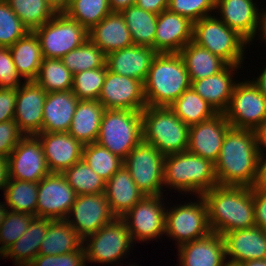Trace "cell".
Listing matches in <instances>:
<instances>
[{
	"instance_id": "cell-48",
	"label": "cell",
	"mask_w": 266,
	"mask_h": 266,
	"mask_svg": "<svg viewBox=\"0 0 266 266\" xmlns=\"http://www.w3.org/2000/svg\"><path fill=\"white\" fill-rule=\"evenodd\" d=\"M84 247L61 255H38L28 266H87Z\"/></svg>"
},
{
	"instance_id": "cell-16",
	"label": "cell",
	"mask_w": 266,
	"mask_h": 266,
	"mask_svg": "<svg viewBox=\"0 0 266 266\" xmlns=\"http://www.w3.org/2000/svg\"><path fill=\"white\" fill-rule=\"evenodd\" d=\"M7 159L9 179L39 182L50 173L41 141L36 135L24 136Z\"/></svg>"
},
{
	"instance_id": "cell-34",
	"label": "cell",
	"mask_w": 266,
	"mask_h": 266,
	"mask_svg": "<svg viewBox=\"0 0 266 266\" xmlns=\"http://www.w3.org/2000/svg\"><path fill=\"white\" fill-rule=\"evenodd\" d=\"M179 54L185 63L191 82L215 75L228 65L220 57L193 41L187 43Z\"/></svg>"
},
{
	"instance_id": "cell-28",
	"label": "cell",
	"mask_w": 266,
	"mask_h": 266,
	"mask_svg": "<svg viewBox=\"0 0 266 266\" xmlns=\"http://www.w3.org/2000/svg\"><path fill=\"white\" fill-rule=\"evenodd\" d=\"M78 101L71 90L47 93L42 132H68Z\"/></svg>"
},
{
	"instance_id": "cell-35",
	"label": "cell",
	"mask_w": 266,
	"mask_h": 266,
	"mask_svg": "<svg viewBox=\"0 0 266 266\" xmlns=\"http://www.w3.org/2000/svg\"><path fill=\"white\" fill-rule=\"evenodd\" d=\"M131 33L134 45L148 46L154 49L158 15L136 5L121 11Z\"/></svg>"
},
{
	"instance_id": "cell-27",
	"label": "cell",
	"mask_w": 266,
	"mask_h": 266,
	"mask_svg": "<svg viewBox=\"0 0 266 266\" xmlns=\"http://www.w3.org/2000/svg\"><path fill=\"white\" fill-rule=\"evenodd\" d=\"M88 38L106 55L133 45L131 33L121 12H111L88 31Z\"/></svg>"
},
{
	"instance_id": "cell-14",
	"label": "cell",
	"mask_w": 266,
	"mask_h": 266,
	"mask_svg": "<svg viewBox=\"0 0 266 266\" xmlns=\"http://www.w3.org/2000/svg\"><path fill=\"white\" fill-rule=\"evenodd\" d=\"M115 218L105 193H96L77 195L66 220L84 240Z\"/></svg>"
},
{
	"instance_id": "cell-31",
	"label": "cell",
	"mask_w": 266,
	"mask_h": 266,
	"mask_svg": "<svg viewBox=\"0 0 266 266\" xmlns=\"http://www.w3.org/2000/svg\"><path fill=\"white\" fill-rule=\"evenodd\" d=\"M52 219L35 216L24 234L7 249L5 258L15 266H28L39 255L41 242Z\"/></svg>"
},
{
	"instance_id": "cell-19",
	"label": "cell",
	"mask_w": 266,
	"mask_h": 266,
	"mask_svg": "<svg viewBox=\"0 0 266 266\" xmlns=\"http://www.w3.org/2000/svg\"><path fill=\"white\" fill-rule=\"evenodd\" d=\"M46 95L47 92L35 81H24L17 89L14 121L25 136L42 132Z\"/></svg>"
},
{
	"instance_id": "cell-18",
	"label": "cell",
	"mask_w": 266,
	"mask_h": 266,
	"mask_svg": "<svg viewBox=\"0 0 266 266\" xmlns=\"http://www.w3.org/2000/svg\"><path fill=\"white\" fill-rule=\"evenodd\" d=\"M231 128L224 113L189 126L187 151L199 155L212 163L218 160L227 131Z\"/></svg>"
},
{
	"instance_id": "cell-41",
	"label": "cell",
	"mask_w": 266,
	"mask_h": 266,
	"mask_svg": "<svg viewBox=\"0 0 266 266\" xmlns=\"http://www.w3.org/2000/svg\"><path fill=\"white\" fill-rule=\"evenodd\" d=\"M111 12L109 0H74L64 11L70 19L77 21L87 31Z\"/></svg>"
},
{
	"instance_id": "cell-62",
	"label": "cell",
	"mask_w": 266,
	"mask_h": 266,
	"mask_svg": "<svg viewBox=\"0 0 266 266\" xmlns=\"http://www.w3.org/2000/svg\"><path fill=\"white\" fill-rule=\"evenodd\" d=\"M8 211L7 205L0 201V225L3 222L5 215Z\"/></svg>"
},
{
	"instance_id": "cell-42",
	"label": "cell",
	"mask_w": 266,
	"mask_h": 266,
	"mask_svg": "<svg viewBox=\"0 0 266 266\" xmlns=\"http://www.w3.org/2000/svg\"><path fill=\"white\" fill-rule=\"evenodd\" d=\"M77 195L105 192L106 182L81 159L62 173Z\"/></svg>"
},
{
	"instance_id": "cell-6",
	"label": "cell",
	"mask_w": 266,
	"mask_h": 266,
	"mask_svg": "<svg viewBox=\"0 0 266 266\" xmlns=\"http://www.w3.org/2000/svg\"><path fill=\"white\" fill-rule=\"evenodd\" d=\"M193 42L220 57L228 65H244L249 43L215 14L193 23Z\"/></svg>"
},
{
	"instance_id": "cell-5",
	"label": "cell",
	"mask_w": 266,
	"mask_h": 266,
	"mask_svg": "<svg viewBox=\"0 0 266 266\" xmlns=\"http://www.w3.org/2000/svg\"><path fill=\"white\" fill-rule=\"evenodd\" d=\"M142 141L164 156L187 151L189 126L169 107L146 106L141 111Z\"/></svg>"
},
{
	"instance_id": "cell-61",
	"label": "cell",
	"mask_w": 266,
	"mask_h": 266,
	"mask_svg": "<svg viewBox=\"0 0 266 266\" xmlns=\"http://www.w3.org/2000/svg\"><path fill=\"white\" fill-rule=\"evenodd\" d=\"M238 266H266V259H254L241 262Z\"/></svg>"
},
{
	"instance_id": "cell-64",
	"label": "cell",
	"mask_w": 266,
	"mask_h": 266,
	"mask_svg": "<svg viewBox=\"0 0 266 266\" xmlns=\"http://www.w3.org/2000/svg\"><path fill=\"white\" fill-rule=\"evenodd\" d=\"M224 266H238V265L226 263Z\"/></svg>"
},
{
	"instance_id": "cell-38",
	"label": "cell",
	"mask_w": 266,
	"mask_h": 266,
	"mask_svg": "<svg viewBox=\"0 0 266 266\" xmlns=\"http://www.w3.org/2000/svg\"><path fill=\"white\" fill-rule=\"evenodd\" d=\"M6 1L21 22L32 32L57 14L46 0Z\"/></svg>"
},
{
	"instance_id": "cell-3",
	"label": "cell",
	"mask_w": 266,
	"mask_h": 266,
	"mask_svg": "<svg viewBox=\"0 0 266 266\" xmlns=\"http://www.w3.org/2000/svg\"><path fill=\"white\" fill-rule=\"evenodd\" d=\"M191 87L185 63L179 53H158L144 82L146 106L169 107Z\"/></svg>"
},
{
	"instance_id": "cell-29",
	"label": "cell",
	"mask_w": 266,
	"mask_h": 266,
	"mask_svg": "<svg viewBox=\"0 0 266 266\" xmlns=\"http://www.w3.org/2000/svg\"><path fill=\"white\" fill-rule=\"evenodd\" d=\"M104 193L110 210L117 218H121L145 196L124 165L106 182Z\"/></svg>"
},
{
	"instance_id": "cell-54",
	"label": "cell",
	"mask_w": 266,
	"mask_h": 266,
	"mask_svg": "<svg viewBox=\"0 0 266 266\" xmlns=\"http://www.w3.org/2000/svg\"><path fill=\"white\" fill-rule=\"evenodd\" d=\"M252 189L266 190V154H259L257 175Z\"/></svg>"
},
{
	"instance_id": "cell-20",
	"label": "cell",
	"mask_w": 266,
	"mask_h": 266,
	"mask_svg": "<svg viewBox=\"0 0 266 266\" xmlns=\"http://www.w3.org/2000/svg\"><path fill=\"white\" fill-rule=\"evenodd\" d=\"M257 2V0H216L215 14L250 44L255 39L259 27L261 5Z\"/></svg>"
},
{
	"instance_id": "cell-53",
	"label": "cell",
	"mask_w": 266,
	"mask_h": 266,
	"mask_svg": "<svg viewBox=\"0 0 266 266\" xmlns=\"http://www.w3.org/2000/svg\"><path fill=\"white\" fill-rule=\"evenodd\" d=\"M135 5L159 15L162 11L168 9V0H136Z\"/></svg>"
},
{
	"instance_id": "cell-25",
	"label": "cell",
	"mask_w": 266,
	"mask_h": 266,
	"mask_svg": "<svg viewBox=\"0 0 266 266\" xmlns=\"http://www.w3.org/2000/svg\"><path fill=\"white\" fill-rule=\"evenodd\" d=\"M176 249L179 266H224L227 263L223 237L215 232Z\"/></svg>"
},
{
	"instance_id": "cell-32",
	"label": "cell",
	"mask_w": 266,
	"mask_h": 266,
	"mask_svg": "<svg viewBox=\"0 0 266 266\" xmlns=\"http://www.w3.org/2000/svg\"><path fill=\"white\" fill-rule=\"evenodd\" d=\"M9 49L19 76L23 81H34L43 62V54L36 34L30 31Z\"/></svg>"
},
{
	"instance_id": "cell-60",
	"label": "cell",
	"mask_w": 266,
	"mask_h": 266,
	"mask_svg": "<svg viewBox=\"0 0 266 266\" xmlns=\"http://www.w3.org/2000/svg\"><path fill=\"white\" fill-rule=\"evenodd\" d=\"M57 12H64L67 9V0H46Z\"/></svg>"
},
{
	"instance_id": "cell-30",
	"label": "cell",
	"mask_w": 266,
	"mask_h": 266,
	"mask_svg": "<svg viewBox=\"0 0 266 266\" xmlns=\"http://www.w3.org/2000/svg\"><path fill=\"white\" fill-rule=\"evenodd\" d=\"M104 112L98 100H79L68 133L83 145L96 142Z\"/></svg>"
},
{
	"instance_id": "cell-49",
	"label": "cell",
	"mask_w": 266,
	"mask_h": 266,
	"mask_svg": "<svg viewBox=\"0 0 266 266\" xmlns=\"http://www.w3.org/2000/svg\"><path fill=\"white\" fill-rule=\"evenodd\" d=\"M19 76L9 47H0V88L18 89L24 82Z\"/></svg>"
},
{
	"instance_id": "cell-2",
	"label": "cell",
	"mask_w": 266,
	"mask_h": 266,
	"mask_svg": "<svg viewBox=\"0 0 266 266\" xmlns=\"http://www.w3.org/2000/svg\"><path fill=\"white\" fill-rule=\"evenodd\" d=\"M211 232L220 235L255 227L252 187L216 185L201 195Z\"/></svg>"
},
{
	"instance_id": "cell-9",
	"label": "cell",
	"mask_w": 266,
	"mask_h": 266,
	"mask_svg": "<svg viewBox=\"0 0 266 266\" xmlns=\"http://www.w3.org/2000/svg\"><path fill=\"white\" fill-rule=\"evenodd\" d=\"M196 198V199H195ZM187 202L167 205L165 236L180 245L207 236L211 229L208 222L206 202L202 196H196ZM193 200V201H191Z\"/></svg>"
},
{
	"instance_id": "cell-26",
	"label": "cell",
	"mask_w": 266,
	"mask_h": 266,
	"mask_svg": "<svg viewBox=\"0 0 266 266\" xmlns=\"http://www.w3.org/2000/svg\"><path fill=\"white\" fill-rule=\"evenodd\" d=\"M158 53L148 46L132 45L106 55L109 71L141 81L147 78L150 65Z\"/></svg>"
},
{
	"instance_id": "cell-21",
	"label": "cell",
	"mask_w": 266,
	"mask_h": 266,
	"mask_svg": "<svg viewBox=\"0 0 266 266\" xmlns=\"http://www.w3.org/2000/svg\"><path fill=\"white\" fill-rule=\"evenodd\" d=\"M36 136L50 173H63L82 159L84 145L68 132H40Z\"/></svg>"
},
{
	"instance_id": "cell-65",
	"label": "cell",
	"mask_w": 266,
	"mask_h": 266,
	"mask_svg": "<svg viewBox=\"0 0 266 266\" xmlns=\"http://www.w3.org/2000/svg\"><path fill=\"white\" fill-rule=\"evenodd\" d=\"M72 1H74V0H67V7Z\"/></svg>"
},
{
	"instance_id": "cell-37",
	"label": "cell",
	"mask_w": 266,
	"mask_h": 266,
	"mask_svg": "<svg viewBox=\"0 0 266 266\" xmlns=\"http://www.w3.org/2000/svg\"><path fill=\"white\" fill-rule=\"evenodd\" d=\"M38 182L9 179L3 191L8 210L36 216Z\"/></svg>"
},
{
	"instance_id": "cell-8",
	"label": "cell",
	"mask_w": 266,
	"mask_h": 266,
	"mask_svg": "<svg viewBox=\"0 0 266 266\" xmlns=\"http://www.w3.org/2000/svg\"><path fill=\"white\" fill-rule=\"evenodd\" d=\"M134 243L126 224L121 218H115L111 223L104 225L96 233L83 240L86 263L92 264H121L133 252ZM117 265V266H119Z\"/></svg>"
},
{
	"instance_id": "cell-47",
	"label": "cell",
	"mask_w": 266,
	"mask_h": 266,
	"mask_svg": "<svg viewBox=\"0 0 266 266\" xmlns=\"http://www.w3.org/2000/svg\"><path fill=\"white\" fill-rule=\"evenodd\" d=\"M215 2L216 0H168V9L194 23L215 14Z\"/></svg>"
},
{
	"instance_id": "cell-43",
	"label": "cell",
	"mask_w": 266,
	"mask_h": 266,
	"mask_svg": "<svg viewBox=\"0 0 266 266\" xmlns=\"http://www.w3.org/2000/svg\"><path fill=\"white\" fill-rule=\"evenodd\" d=\"M82 159L105 182L123 165V160L97 142L84 145Z\"/></svg>"
},
{
	"instance_id": "cell-23",
	"label": "cell",
	"mask_w": 266,
	"mask_h": 266,
	"mask_svg": "<svg viewBox=\"0 0 266 266\" xmlns=\"http://www.w3.org/2000/svg\"><path fill=\"white\" fill-rule=\"evenodd\" d=\"M226 261L238 265L254 259H266V230L260 227L222 234Z\"/></svg>"
},
{
	"instance_id": "cell-39",
	"label": "cell",
	"mask_w": 266,
	"mask_h": 266,
	"mask_svg": "<svg viewBox=\"0 0 266 266\" xmlns=\"http://www.w3.org/2000/svg\"><path fill=\"white\" fill-rule=\"evenodd\" d=\"M64 66L74 75L85 70L104 67L106 54L89 38L61 58Z\"/></svg>"
},
{
	"instance_id": "cell-22",
	"label": "cell",
	"mask_w": 266,
	"mask_h": 266,
	"mask_svg": "<svg viewBox=\"0 0 266 266\" xmlns=\"http://www.w3.org/2000/svg\"><path fill=\"white\" fill-rule=\"evenodd\" d=\"M193 39V22L166 9L158 15L154 50L157 53H179Z\"/></svg>"
},
{
	"instance_id": "cell-33",
	"label": "cell",
	"mask_w": 266,
	"mask_h": 266,
	"mask_svg": "<svg viewBox=\"0 0 266 266\" xmlns=\"http://www.w3.org/2000/svg\"><path fill=\"white\" fill-rule=\"evenodd\" d=\"M83 239L66 219L51 220L41 242L39 255H61L79 250Z\"/></svg>"
},
{
	"instance_id": "cell-63",
	"label": "cell",
	"mask_w": 266,
	"mask_h": 266,
	"mask_svg": "<svg viewBox=\"0 0 266 266\" xmlns=\"http://www.w3.org/2000/svg\"><path fill=\"white\" fill-rule=\"evenodd\" d=\"M1 258H2V259H6V258H5V254H4V252H0V259H1Z\"/></svg>"
},
{
	"instance_id": "cell-57",
	"label": "cell",
	"mask_w": 266,
	"mask_h": 266,
	"mask_svg": "<svg viewBox=\"0 0 266 266\" xmlns=\"http://www.w3.org/2000/svg\"><path fill=\"white\" fill-rule=\"evenodd\" d=\"M9 180L8 159L0 156V190L4 191Z\"/></svg>"
},
{
	"instance_id": "cell-24",
	"label": "cell",
	"mask_w": 266,
	"mask_h": 266,
	"mask_svg": "<svg viewBox=\"0 0 266 266\" xmlns=\"http://www.w3.org/2000/svg\"><path fill=\"white\" fill-rule=\"evenodd\" d=\"M243 65H227L219 73L201 80L191 82L193 90L206 102H208L217 113H224L231 101L234 88L239 80L236 75L243 70ZM238 73V74H237Z\"/></svg>"
},
{
	"instance_id": "cell-4",
	"label": "cell",
	"mask_w": 266,
	"mask_h": 266,
	"mask_svg": "<svg viewBox=\"0 0 266 266\" xmlns=\"http://www.w3.org/2000/svg\"><path fill=\"white\" fill-rule=\"evenodd\" d=\"M218 185L214 163L188 151L165 155L164 189L201 196Z\"/></svg>"
},
{
	"instance_id": "cell-7",
	"label": "cell",
	"mask_w": 266,
	"mask_h": 266,
	"mask_svg": "<svg viewBox=\"0 0 266 266\" xmlns=\"http://www.w3.org/2000/svg\"><path fill=\"white\" fill-rule=\"evenodd\" d=\"M142 141L141 112L105 109L97 143L122 160Z\"/></svg>"
},
{
	"instance_id": "cell-1",
	"label": "cell",
	"mask_w": 266,
	"mask_h": 266,
	"mask_svg": "<svg viewBox=\"0 0 266 266\" xmlns=\"http://www.w3.org/2000/svg\"><path fill=\"white\" fill-rule=\"evenodd\" d=\"M259 158L256 131L231 127L214 164L218 185L252 187Z\"/></svg>"
},
{
	"instance_id": "cell-66",
	"label": "cell",
	"mask_w": 266,
	"mask_h": 266,
	"mask_svg": "<svg viewBox=\"0 0 266 266\" xmlns=\"http://www.w3.org/2000/svg\"><path fill=\"white\" fill-rule=\"evenodd\" d=\"M128 266H139V264L137 265V263L135 264H133V263H131L130 265H128Z\"/></svg>"
},
{
	"instance_id": "cell-51",
	"label": "cell",
	"mask_w": 266,
	"mask_h": 266,
	"mask_svg": "<svg viewBox=\"0 0 266 266\" xmlns=\"http://www.w3.org/2000/svg\"><path fill=\"white\" fill-rule=\"evenodd\" d=\"M17 89L0 88V122L14 119Z\"/></svg>"
},
{
	"instance_id": "cell-50",
	"label": "cell",
	"mask_w": 266,
	"mask_h": 266,
	"mask_svg": "<svg viewBox=\"0 0 266 266\" xmlns=\"http://www.w3.org/2000/svg\"><path fill=\"white\" fill-rule=\"evenodd\" d=\"M24 136L14 119L0 122V156L8 158Z\"/></svg>"
},
{
	"instance_id": "cell-59",
	"label": "cell",
	"mask_w": 266,
	"mask_h": 266,
	"mask_svg": "<svg viewBox=\"0 0 266 266\" xmlns=\"http://www.w3.org/2000/svg\"><path fill=\"white\" fill-rule=\"evenodd\" d=\"M136 0H109L112 12H121L129 6L135 5Z\"/></svg>"
},
{
	"instance_id": "cell-55",
	"label": "cell",
	"mask_w": 266,
	"mask_h": 266,
	"mask_svg": "<svg viewBox=\"0 0 266 266\" xmlns=\"http://www.w3.org/2000/svg\"><path fill=\"white\" fill-rule=\"evenodd\" d=\"M256 39H253V41L249 44L252 45L254 41H257L260 39V44H265V49H266V7H261L260 10V15H259V27L257 34L255 36Z\"/></svg>"
},
{
	"instance_id": "cell-58",
	"label": "cell",
	"mask_w": 266,
	"mask_h": 266,
	"mask_svg": "<svg viewBox=\"0 0 266 266\" xmlns=\"http://www.w3.org/2000/svg\"><path fill=\"white\" fill-rule=\"evenodd\" d=\"M257 144L259 148V154H266V120L256 130Z\"/></svg>"
},
{
	"instance_id": "cell-17",
	"label": "cell",
	"mask_w": 266,
	"mask_h": 266,
	"mask_svg": "<svg viewBox=\"0 0 266 266\" xmlns=\"http://www.w3.org/2000/svg\"><path fill=\"white\" fill-rule=\"evenodd\" d=\"M98 101L105 109L141 112L146 107L144 84L137 79L121 76L107 69Z\"/></svg>"
},
{
	"instance_id": "cell-11",
	"label": "cell",
	"mask_w": 266,
	"mask_h": 266,
	"mask_svg": "<svg viewBox=\"0 0 266 266\" xmlns=\"http://www.w3.org/2000/svg\"><path fill=\"white\" fill-rule=\"evenodd\" d=\"M165 197V195H145L121 217L135 246L136 243L158 241L165 236L167 208Z\"/></svg>"
},
{
	"instance_id": "cell-15",
	"label": "cell",
	"mask_w": 266,
	"mask_h": 266,
	"mask_svg": "<svg viewBox=\"0 0 266 266\" xmlns=\"http://www.w3.org/2000/svg\"><path fill=\"white\" fill-rule=\"evenodd\" d=\"M76 196L62 173H49L38 182L36 216L66 219Z\"/></svg>"
},
{
	"instance_id": "cell-36",
	"label": "cell",
	"mask_w": 266,
	"mask_h": 266,
	"mask_svg": "<svg viewBox=\"0 0 266 266\" xmlns=\"http://www.w3.org/2000/svg\"><path fill=\"white\" fill-rule=\"evenodd\" d=\"M169 108L188 126L212 118L217 112L192 87L185 90Z\"/></svg>"
},
{
	"instance_id": "cell-40",
	"label": "cell",
	"mask_w": 266,
	"mask_h": 266,
	"mask_svg": "<svg viewBox=\"0 0 266 266\" xmlns=\"http://www.w3.org/2000/svg\"><path fill=\"white\" fill-rule=\"evenodd\" d=\"M34 81L47 93L71 90L73 74L64 66L61 59L43 58Z\"/></svg>"
},
{
	"instance_id": "cell-10",
	"label": "cell",
	"mask_w": 266,
	"mask_h": 266,
	"mask_svg": "<svg viewBox=\"0 0 266 266\" xmlns=\"http://www.w3.org/2000/svg\"><path fill=\"white\" fill-rule=\"evenodd\" d=\"M164 159L158 149L144 141L134 147L123 160L137 187L148 196H162L164 192Z\"/></svg>"
},
{
	"instance_id": "cell-44",
	"label": "cell",
	"mask_w": 266,
	"mask_h": 266,
	"mask_svg": "<svg viewBox=\"0 0 266 266\" xmlns=\"http://www.w3.org/2000/svg\"><path fill=\"white\" fill-rule=\"evenodd\" d=\"M107 66L85 70L73 75L71 91L78 100H98L107 74Z\"/></svg>"
},
{
	"instance_id": "cell-52",
	"label": "cell",
	"mask_w": 266,
	"mask_h": 266,
	"mask_svg": "<svg viewBox=\"0 0 266 266\" xmlns=\"http://www.w3.org/2000/svg\"><path fill=\"white\" fill-rule=\"evenodd\" d=\"M255 226L266 230V190L253 189Z\"/></svg>"
},
{
	"instance_id": "cell-13",
	"label": "cell",
	"mask_w": 266,
	"mask_h": 266,
	"mask_svg": "<svg viewBox=\"0 0 266 266\" xmlns=\"http://www.w3.org/2000/svg\"><path fill=\"white\" fill-rule=\"evenodd\" d=\"M224 114L231 127L256 131L266 120V98L250 79H241Z\"/></svg>"
},
{
	"instance_id": "cell-12",
	"label": "cell",
	"mask_w": 266,
	"mask_h": 266,
	"mask_svg": "<svg viewBox=\"0 0 266 266\" xmlns=\"http://www.w3.org/2000/svg\"><path fill=\"white\" fill-rule=\"evenodd\" d=\"M33 32L39 39L43 58L61 59L88 39V31L64 12L57 13Z\"/></svg>"
},
{
	"instance_id": "cell-45",
	"label": "cell",
	"mask_w": 266,
	"mask_h": 266,
	"mask_svg": "<svg viewBox=\"0 0 266 266\" xmlns=\"http://www.w3.org/2000/svg\"><path fill=\"white\" fill-rule=\"evenodd\" d=\"M30 31L12 11L6 0L0 1V47H10Z\"/></svg>"
},
{
	"instance_id": "cell-56",
	"label": "cell",
	"mask_w": 266,
	"mask_h": 266,
	"mask_svg": "<svg viewBox=\"0 0 266 266\" xmlns=\"http://www.w3.org/2000/svg\"><path fill=\"white\" fill-rule=\"evenodd\" d=\"M263 66L264 67L260 68L258 72L260 74L251 79V81L257 87V89L262 93V95L266 98V65Z\"/></svg>"
},
{
	"instance_id": "cell-46",
	"label": "cell",
	"mask_w": 266,
	"mask_h": 266,
	"mask_svg": "<svg viewBox=\"0 0 266 266\" xmlns=\"http://www.w3.org/2000/svg\"><path fill=\"white\" fill-rule=\"evenodd\" d=\"M35 216L8 210L0 225V252H5L27 230Z\"/></svg>"
}]
</instances>
